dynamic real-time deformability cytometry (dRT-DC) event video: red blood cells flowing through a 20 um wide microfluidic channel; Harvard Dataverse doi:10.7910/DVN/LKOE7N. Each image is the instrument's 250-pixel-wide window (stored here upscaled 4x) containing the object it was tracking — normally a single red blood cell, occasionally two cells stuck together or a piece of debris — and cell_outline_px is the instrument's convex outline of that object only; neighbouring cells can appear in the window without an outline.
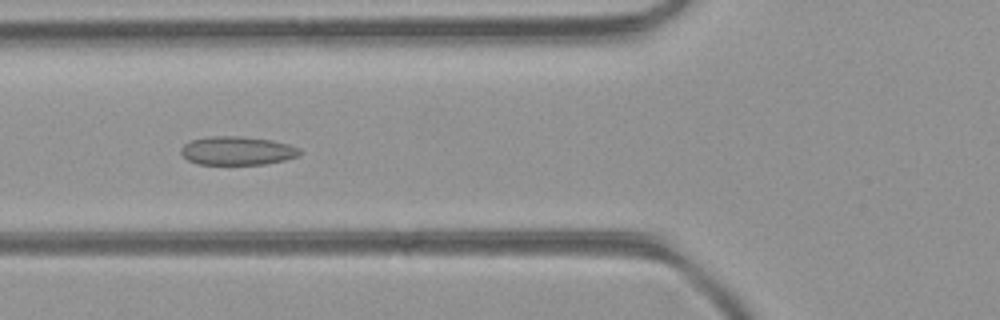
{"species": "common noctule bat (a hibernating species)", "species_latin": "Nyctalus noctula", "temperature_condition": "room temperature", "stored_images_in_passage": 5, "camera_frame_rate_fps": 3000, "um_per_image_px": 0.085, "animal": {"sex": "female", "body_mass_g": 21.9}, "frame": {"image": 1, "passage_image": 5, "time_ms": 1.333, "image_size_px": [1000, 320], "cell_outline_px": [[304, 152], [300, 156], [284, 160], [264, 164], [196, 164], [188, 160], [180, 152], [180, 148], [184, 144], [192, 140], [208, 136], [240, 136], [272, 140], [288, 144], [300, 148]], "centroid_in_image_um": [20.19, 12.81], "position_along_channel_um": 105.6, "area_um2": 19.94}}